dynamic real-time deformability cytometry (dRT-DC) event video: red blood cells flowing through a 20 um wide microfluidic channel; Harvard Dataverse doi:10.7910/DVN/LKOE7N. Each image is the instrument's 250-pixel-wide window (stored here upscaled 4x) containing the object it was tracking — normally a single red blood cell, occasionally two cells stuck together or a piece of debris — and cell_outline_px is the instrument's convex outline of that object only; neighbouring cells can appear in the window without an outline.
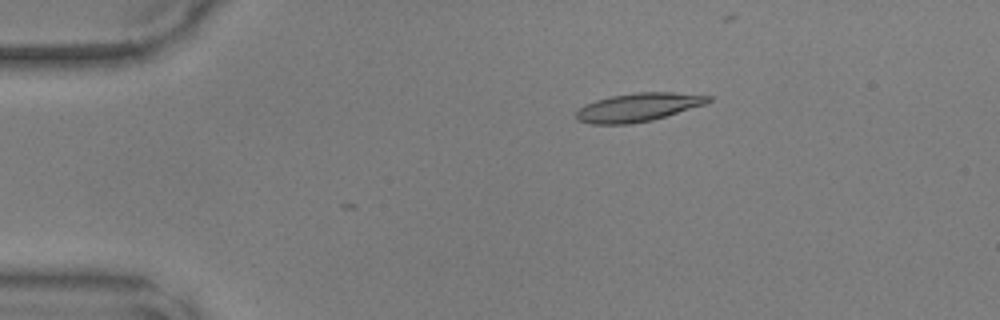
{"species": "common noctule bat (a hibernating species)", "species_latin": "Nyctalus noctula", "temperature_condition": "warm", "stored_images_in_passage": 3, "camera_frame_rate_fps": 3000, "um_per_image_px": 0.085, "animal": {"sex": "male", "body_mass_g": 17.9, "forearm_length_mm": 54.2}, "frame": {"image": 1, "passage_image": 1, "time_ms": 0.0, "image_size_px": [1000, 320], "cell_outline_px": [[712, 100], [704, 104], [652, 120], [628, 124], [592, 124], [576, 120], [576, 112], [584, 104], [596, 100], [612, 96], [636, 92], [672, 92], [712, 96]], "centroid_in_image_um": [54.21, 9.11], "position_along_channel_um": 30.8, "area_um2": 21.68}}